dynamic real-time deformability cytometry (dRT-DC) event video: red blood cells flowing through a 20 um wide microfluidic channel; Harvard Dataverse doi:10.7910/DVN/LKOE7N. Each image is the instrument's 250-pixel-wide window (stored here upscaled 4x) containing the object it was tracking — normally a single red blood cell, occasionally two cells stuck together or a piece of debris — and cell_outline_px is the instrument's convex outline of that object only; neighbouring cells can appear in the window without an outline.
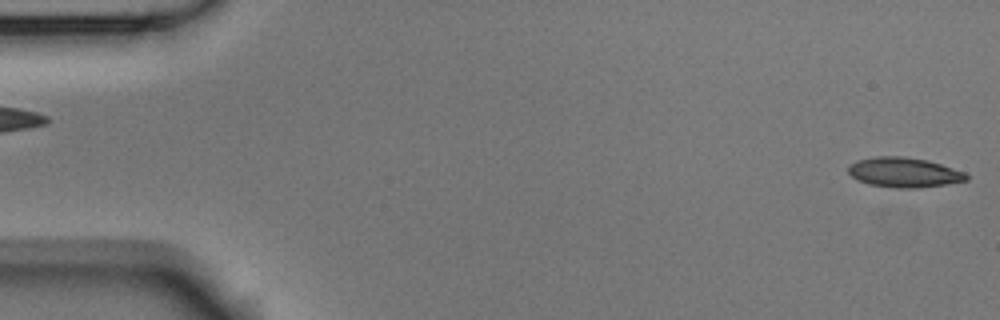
{"species": "Egyptian fruit bat (a non-hibernating species)", "species_latin": "Rousettus aegyptiacus", "temperature_condition": "room temperature", "stored_images_in_passage": 4, "camera_frame_rate_fps": 3000, "um_per_image_px": 0.085, "animal": {"sex": "male"}, "frame": {"image": 1, "passage_image": 4, "time_ms": 1.0, "image_size_px": [1000, 320], "cell_outline_px": [[968, 180], [920, 188], [896, 188], [868, 184], [852, 176], [848, 172], [848, 164], [860, 160], [876, 156], [900, 156], [928, 160], [964, 172], [968, 176]], "centroid_in_image_um": [76.83, 14.65], "position_along_channel_um": 8.2, "area_um2": 20.35}}